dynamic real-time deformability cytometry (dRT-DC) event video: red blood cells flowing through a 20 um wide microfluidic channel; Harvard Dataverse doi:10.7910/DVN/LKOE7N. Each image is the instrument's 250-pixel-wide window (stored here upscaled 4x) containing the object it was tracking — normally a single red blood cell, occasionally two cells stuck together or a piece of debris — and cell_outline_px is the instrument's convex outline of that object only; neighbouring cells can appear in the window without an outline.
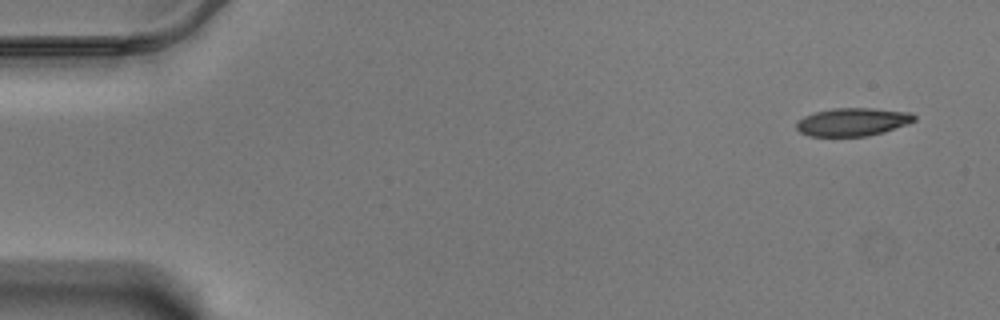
{"species": "Egyptian fruit bat (a non-hibernating species)", "species_latin": "Rousettus aegyptiacus", "temperature_condition": "warm", "stored_images_in_passage": 56, "camera_frame_rate_fps": 3000, "um_per_image_px": 0.085, "animal": {"sex": "male"}, "frame": {"image": 1, "passage_image": 1, "time_ms": 0.0, "image_size_px": [1000, 320], "cell_outline_px": [[916, 120], [908, 124], [884, 132], [868, 136], [808, 136], [800, 132], [796, 128], [796, 124], [804, 116], [816, 112], [832, 108], [872, 108], [912, 112], [916, 116]], "centroid_in_image_um": [72.51, 10.36], "position_along_channel_um": 12.5, "area_um2": 19.36}}
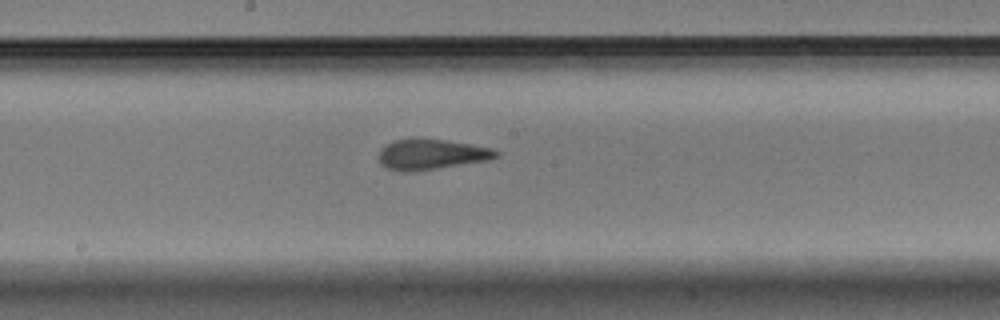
{"frame": {"image": 2, "passage_image": 29, "time_ms": 9.333, "image_size_px": [1000, 320], "cell_outline_px": [[500, 156], [488, 160], [416, 172], [404, 172], [388, 168], [380, 164], [380, 148], [392, 140], [444, 140], [496, 148], [500, 152]], "centroid_in_image_um": [36.72, 13.14], "position_along_channel_um": 211.5, "area_um2": 20.69}}
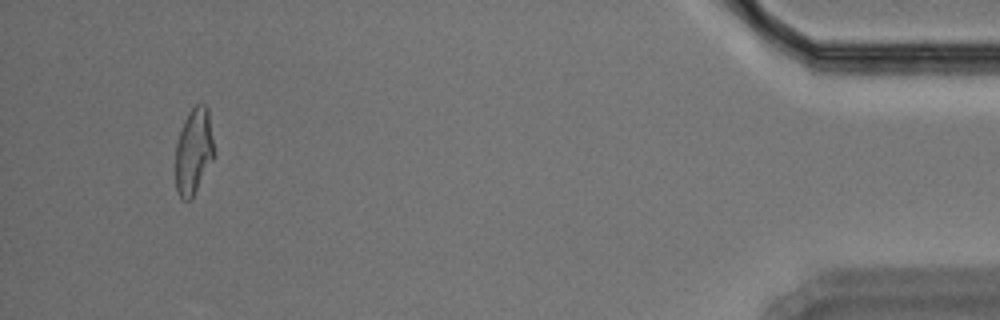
{"frame": {"image": 3, "passage_image": 53, "time_ms": 17.333, "image_size_px": [1000, 320], "cell_outline_px": [[216, 156], [192, 200], [184, 200], [180, 196], [176, 188], [176, 144], [184, 120], [188, 112], [196, 104], [204, 104], [208, 108]], "centroid_in_image_um": [16.5, 12.88], "position_along_channel_um": 418.7, "area_um2": 19.77}, "authors_computed_cell_mechanics": {"area_um2": 20.4034, "velocity_mm_per_s": 3.4671, "shape_relaxation_time_tau1_ms": null, "shape_relaxation_time_tau2_ms": 1.7226, "deformation_change_tau1": null, "deformation_change_tau2": 0.0731}}